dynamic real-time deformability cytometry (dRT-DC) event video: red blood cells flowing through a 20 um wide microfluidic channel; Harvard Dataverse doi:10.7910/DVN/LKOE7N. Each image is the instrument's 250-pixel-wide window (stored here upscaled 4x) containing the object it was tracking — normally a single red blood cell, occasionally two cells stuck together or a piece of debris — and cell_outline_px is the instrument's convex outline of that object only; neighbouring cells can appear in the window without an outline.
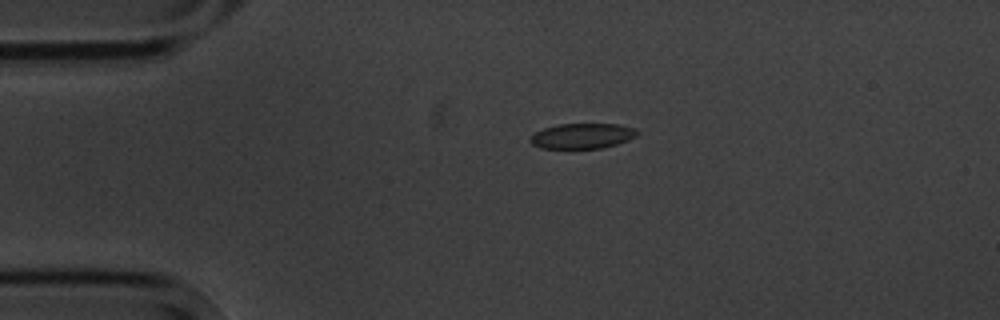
{"species": "common noctule bat (a hibernating species)", "species_latin": "Nyctalus noctula", "temperature_condition": "cold", "stored_images_in_passage": 4, "camera_frame_rate_fps": 3000, "um_per_image_px": 0.085, "animal": {"sex": "male", "body_mass_g": 20.1, "forearm_length_mm": 53.5}, "frame": {"image": 1, "passage_image": 3, "time_ms": 2.333, "image_size_px": [1000, 320], "cell_outline_px": [[640, 132], [636, 136], [628, 140], [616, 144], [600, 148], [540, 148], [532, 144], [528, 140], [536, 132], [544, 128], [560, 124], [620, 124], [636, 128]], "centroid_in_image_um": [49.52, 11.55], "position_along_channel_um": 35.5, "area_um2": 15.72}}